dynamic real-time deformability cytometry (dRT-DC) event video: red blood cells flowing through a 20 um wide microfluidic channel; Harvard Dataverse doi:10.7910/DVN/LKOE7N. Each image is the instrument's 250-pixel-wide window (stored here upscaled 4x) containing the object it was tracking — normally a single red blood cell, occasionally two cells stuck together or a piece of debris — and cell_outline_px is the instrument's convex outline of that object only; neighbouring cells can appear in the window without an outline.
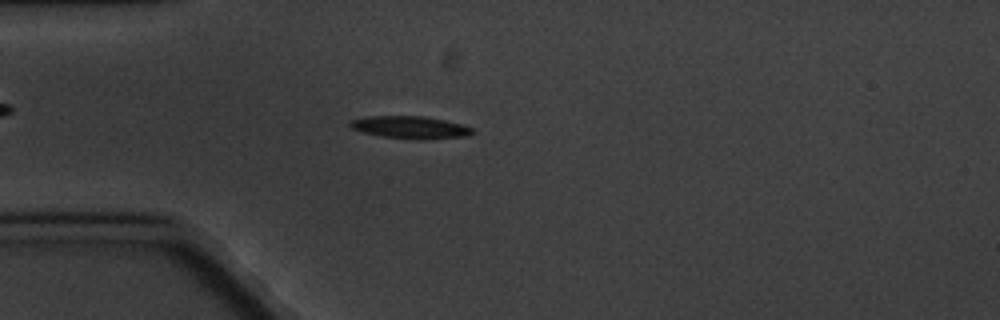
{"species": "common noctule bat (a hibernating species)", "species_latin": "Nyctalus noctula", "temperature_condition": "cold", "stored_images_in_passage": 6, "camera_frame_rate_fps": 3000, "um_per_image_px": 0.085, "animal": {"sex": "male", "body_mass_g": 20.1, "forearm_length_mm": 53.5}, "frame": {"image": 1, "passage_image": 4, "time_ms": 3.667, "image_size_px": [1000, 320], "cell_outline_px": [[476, 132], [468, 136], [424, 140], [412, 140], [384, 136], [364, 132], [352, 128], [348, 124], [352, 120], [364, 116], [424, 116], [444, 120], [460, 124], [472, 128]], "centroid_in_image_um": [34.91, 10.83], "position_along_channel_um": 50.1, "area_um2": 16.07}}